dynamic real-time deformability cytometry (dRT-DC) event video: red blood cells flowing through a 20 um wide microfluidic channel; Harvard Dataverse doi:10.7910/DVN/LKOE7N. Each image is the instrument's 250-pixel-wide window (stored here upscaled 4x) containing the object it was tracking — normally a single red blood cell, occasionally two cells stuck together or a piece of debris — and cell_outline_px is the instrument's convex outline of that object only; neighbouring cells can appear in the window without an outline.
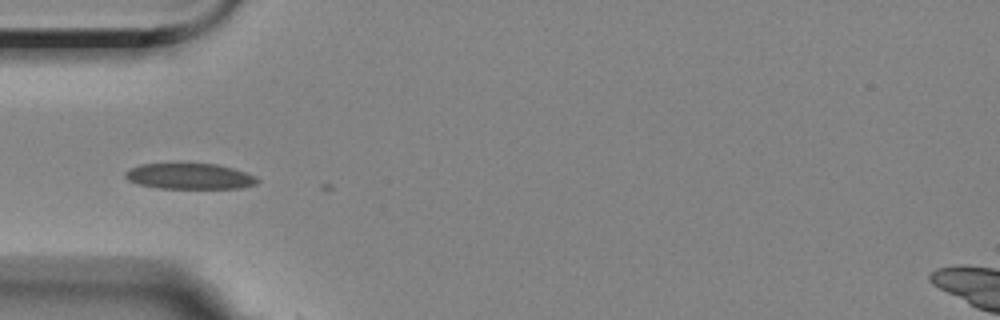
{"species": "Egyptian fruit bat (a non-hibernating species)", "species_latin": "Rousettus aegyptiacus", "temperature_condition": "room temperature", "stored_images_in_passage": 3, "camera_frame_rate_fps": 3000, "um_per_image_px": 0.085, "animal": {"sex": "female"}, "frame": {"image": 1, "passage_image": 2, "time_ms": 0.333, "image_size_px": [1000, 320], "cell_outline_px": [[260, 180], [256, 184], [240, 188], [160, 188], [136, 184], [128, 180], [124, 176], [124, 172], [140, 164], [180, 160], [216, 164], [232, 168], [256, 176]], "centroid_in_image_um": [16.06, 14.93], "position_along_channel_um": 68.9, "area_um2": 20.81}}